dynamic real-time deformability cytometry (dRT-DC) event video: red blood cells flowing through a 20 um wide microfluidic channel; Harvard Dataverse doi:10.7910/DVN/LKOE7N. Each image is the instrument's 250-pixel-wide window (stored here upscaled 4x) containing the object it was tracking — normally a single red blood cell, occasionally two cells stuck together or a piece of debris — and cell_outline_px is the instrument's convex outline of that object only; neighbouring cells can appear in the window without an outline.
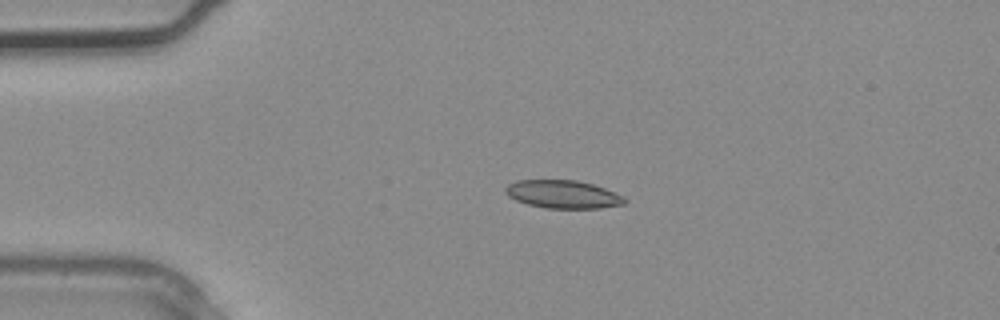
{"species": "common noctule bat (a hibernating species)", "species_latin": "Nyctalus noctula", "temperature_condition": "warm", "stored_images_in_passage": 3, "camera_frame_rate_fps": 3000, "um_per_image_px": 0.085, "animal": {"sex": "male", "body_mass_g": 20.4}, "frame": {"image": 1, "passage_image": 3, "time_ms": 0.667, "image_size_px": [1000, 320], "cell_outline_px": [[628, 200], [624, 204], [600, 208], [544, 208], [528, 204], [516, 200], [508, 196], [504, 192], [504, 188], [508, 184], [516, 180], [576, 180], [592, 184], [616, 192], [624, 196]], "centroid_in_image_um": [47.85, 16.51], "position_along_channel_um": 37.1, "area_um2": 19.59}}